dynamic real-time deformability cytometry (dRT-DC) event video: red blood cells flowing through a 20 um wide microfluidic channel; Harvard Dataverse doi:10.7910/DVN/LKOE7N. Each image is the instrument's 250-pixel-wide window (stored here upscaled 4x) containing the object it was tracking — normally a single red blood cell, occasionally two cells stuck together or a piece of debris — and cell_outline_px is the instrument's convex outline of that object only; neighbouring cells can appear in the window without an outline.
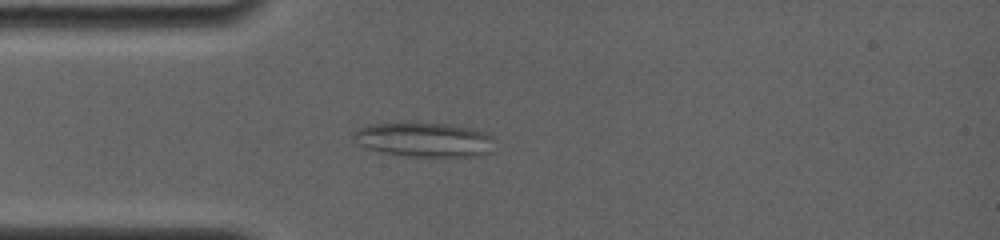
{"species": "common noctule bat (a hibernating species)", "species_latin": "Nyctalus noctula", "temperature_condition": "room temperature", "stored_images_in_passage": 24, "camera_frame_rate_fps": 4000, "um_per_image_px": 0.085, "animal": {"sex": "female", "body_mass_g": 19.0, "forearm_length_mm": 56.7}, "frame": {"image": 1, "passage_image": 7, "time_ms": 4.0, "image_size_px": [1000, 240], "cell_outline_px": [[492, 152], [476, 156], [404, 156], [380, 152], [368, 148], [360, 144], [352, 136], [352, 132], [356, 128], [368, 124], [408, 120], [448, 124], [468, 128], [484, 132], [492, 136]], "centroid_in_image_um": [35.97, 11.83], "position_along_channel_um": 49.0, "area_um2": 29.02}}
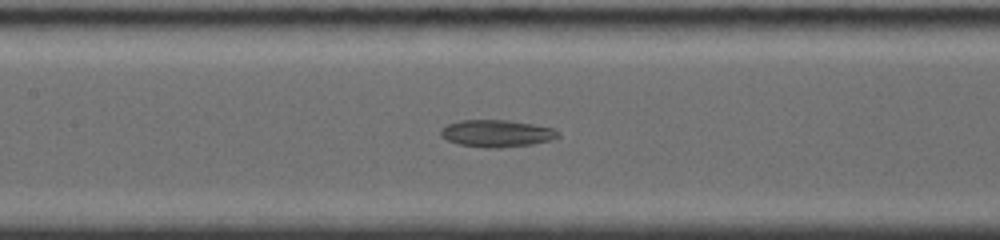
{"frame": {"image": 2, "passage_image": 13, "time_ms": 7.25, "image_size_px": [1000, 240], "cell_outline_px": [[560, 136], [552, 140], [532, 144], [496, 148], [484, 148], [460, 144], [448, 140], [440, 136], [440, 128], [448, 124], [460, 120], [508, 120], [532, 124], [552, 128]], "centroid_in_image_um": [42.18, 11.34], "position_along_channel_um": 165.2, "area_um2": 18.44}}
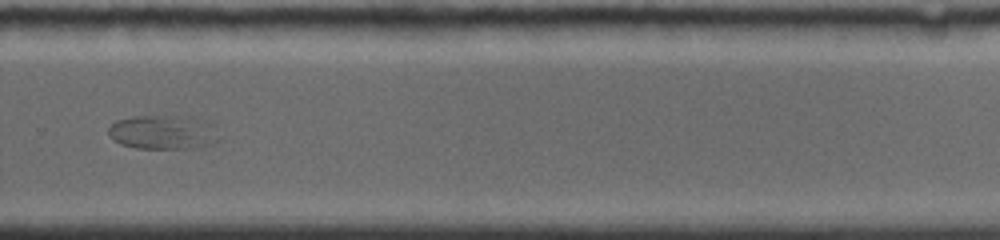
{"frame": {"image": 3, "passage_image": 22, "time_ms": 11.25, "image_size_px": [1000, 240], "cell_outline_px": [[220, 140], [212, 144], [196, 148], [136, 148], [120, 144], [112, 140], [108, 132], [108, 128], [116, 120], [132, 116], [192, 116], [216, 124]], "centroid_in_image_um": [13.92, 11.23], "position_along_channel_um": 315.9, "area_um2": 22.54}}